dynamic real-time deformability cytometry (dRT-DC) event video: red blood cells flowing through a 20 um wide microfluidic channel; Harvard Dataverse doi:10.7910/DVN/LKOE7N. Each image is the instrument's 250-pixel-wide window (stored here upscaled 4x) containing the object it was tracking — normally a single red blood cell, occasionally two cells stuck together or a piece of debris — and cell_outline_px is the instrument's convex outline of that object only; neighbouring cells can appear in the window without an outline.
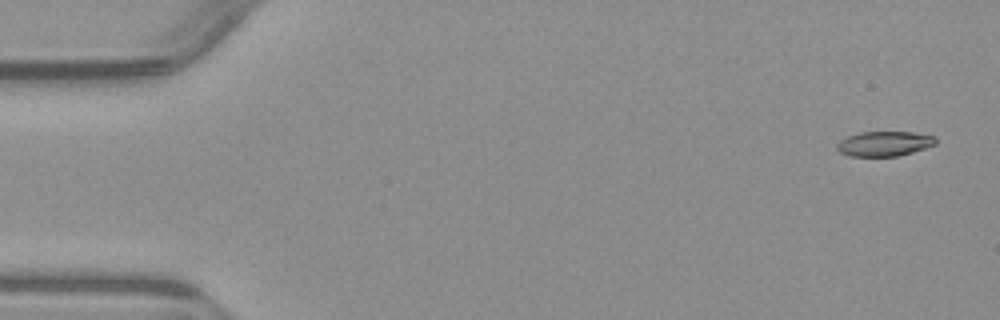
{"species": "common noctule bat (a hibernating species)", "species_latin": "Nyctalus noctula", "temperature_condition": "warm", "stored_images_in_passage": 6, "camera_frame_rate_fps": 3000, "um_per_image_px": 0.085, "animal": {"sex": "male", "body_mass_g": 23.1, "forearm_length_mm": 52.7}, "frame": {"image": 1, "passage_image": 1, "time_ms": 0.0, "image_size_px": [1000, 320], "cell_outline_px": [[936, 144], [912, 152], [896, 156], [852, 156], [840, 152], [836, 148], [836, 144], [840, 140], [848, 136], [860, 132], [912, 132], [936, 136]], "centroid_in_image_um": [75.16, 12.2], "position_along_channel_um": 9.8, "area_um2": 14.22}}
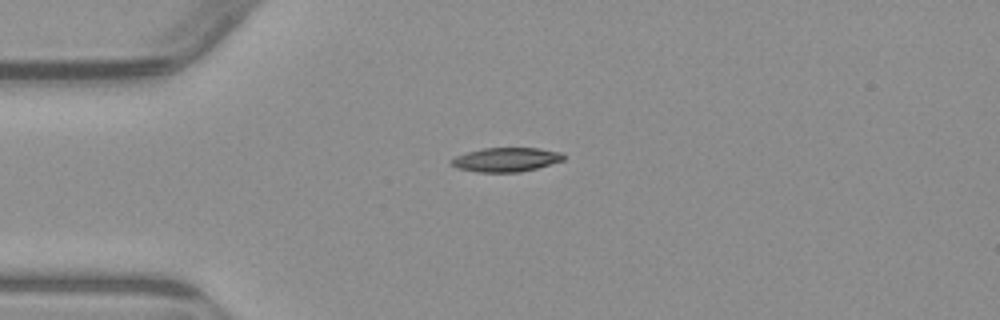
{"frame": {"image": 2, "passage_image": 4, "time_ms": 3.667, "image_size_px": [1000, 320], "cell_outline_px": [[564, 160], [536, 168], [516, 172], [480, 172], [460, 168], [452, 164], [452, 160], [456, 156], [468, 152], [484, 148], [540, 148], [560, 152], [564, 156]], "centroid_in_image_um": [43.06, 13.56], "position_along_channel_um": 41.9, "area_um2": 15.37}}
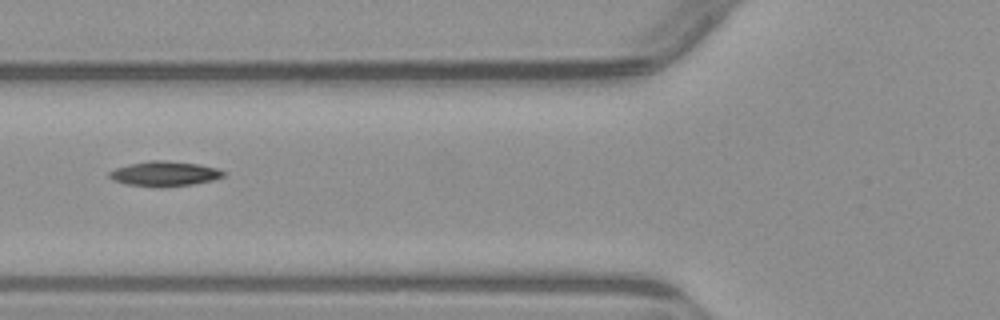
{"frame": {"image": 3, "passage_image": 6, "time_ms": 6.0, "image_size_px": [1000, 320], "cell_outline_px": [[228, 172], [224, 176], [212, 180], [192, 184], [160, 188], [156, 188], [128, 184], [112, 180], [108, 176], [108, 172], [116, 168], [128, 164], [148, 160], [164, 160], [196, 164], [216, 168]], "centroid_in_image_um": [13.96, 14.77], "position_along_channel_um": 111.8, "area_um2": 16.7}}